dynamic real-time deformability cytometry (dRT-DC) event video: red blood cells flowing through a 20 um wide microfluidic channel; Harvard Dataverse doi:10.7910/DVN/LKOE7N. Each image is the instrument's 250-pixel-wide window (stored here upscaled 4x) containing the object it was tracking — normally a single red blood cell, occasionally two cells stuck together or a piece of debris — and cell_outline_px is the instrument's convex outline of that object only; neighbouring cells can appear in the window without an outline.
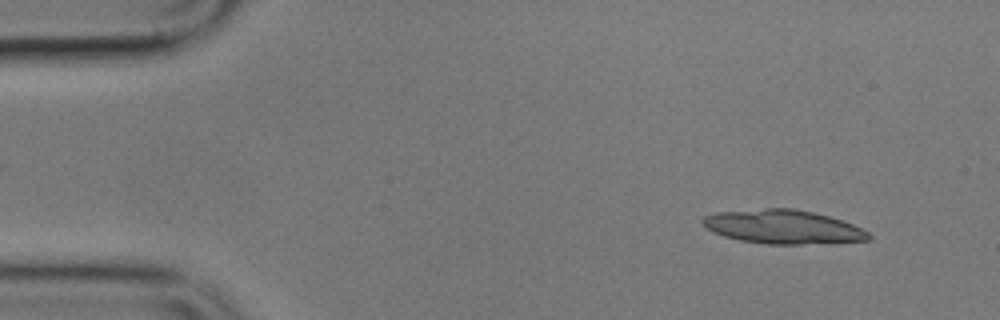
{"species": "common noctule bat (a hibernating species)", "species_latin": "Nyctalus noctula", "temperature_condition": "cold", "stored_images_in_passage": 5, "camera_frame_rate_fps": 3000, "um_per_image_px": 0.085, "animal": {"sex": "male", "body_mass_g": 17.9}, "frame": {"image": 1, "passage_image": 1, "time_ms": 0.0, "image_size_px": [1000, 320], "cell_outline_px": [[872, 236], [868, 240], [800, 244], [768, 244], [740, 240], [724, 236], [708, 228], [700, 220], [704, 216], [716, 212], [764, 208], [792, 208], [812, 212], [828, 216], [852, 224], [868, 232]], "centroid_in_image_um": [66.53, 19.27], "position_along_channel_um": 18.5, "area_um2": 32.31}}